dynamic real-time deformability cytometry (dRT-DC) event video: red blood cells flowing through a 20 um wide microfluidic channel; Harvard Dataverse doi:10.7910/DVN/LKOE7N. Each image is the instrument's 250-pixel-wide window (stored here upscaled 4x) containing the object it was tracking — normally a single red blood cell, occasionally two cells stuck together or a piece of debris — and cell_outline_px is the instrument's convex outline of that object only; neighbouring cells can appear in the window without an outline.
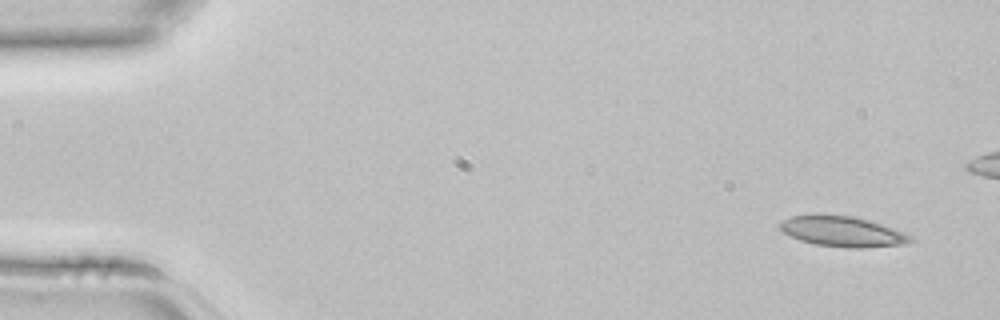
{"species": "common noctule bat (a hibernating species)", "species_latin": "Nyctalus noctula", "temperature_condition": "room temperature", "stored_images_in_passage": 5, "camera_frame_rate_fps": 3000, "um_per_image_px": 0.085, "animal": {"sex": "female", "body_mass_g": 22.7, "forearm_length_mm": 54.2}, "frame": {"image": 1, "passage_image": 1, "time_ms": 0.0, "image_size_px": [1000, 320], "cell_outline_px": [[912, 240], [908, 244], [864, 248], [844, 248], [816, 244], [800, 240], [784, 232], [780, 228], [780, 220], [792, 216], [816, 212], [852, 216], [868, 220], [904, 232], [912, 236]], "centroid_in_image_um": [71.58, 19.65], "position_along_channel_um": 13.4, "area_um2": 23.52}}